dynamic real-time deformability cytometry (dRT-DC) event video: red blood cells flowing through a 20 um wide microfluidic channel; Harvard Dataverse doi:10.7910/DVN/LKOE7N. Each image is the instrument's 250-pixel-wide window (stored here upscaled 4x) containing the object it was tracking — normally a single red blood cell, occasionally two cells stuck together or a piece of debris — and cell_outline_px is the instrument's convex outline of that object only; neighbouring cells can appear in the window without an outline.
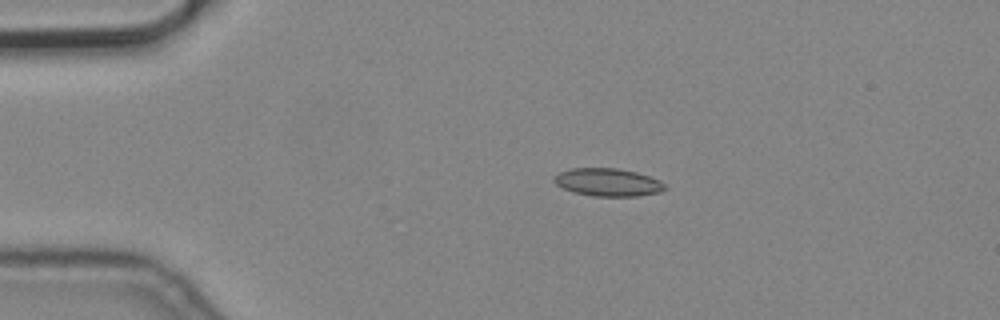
{"species": "common noctule bat (a hibernating species)", "species_latin": "Nyctalus noctula", "temperature_condition": "cold", "stored_images_in_passage": 4, "camera_frame_rate_fps": 3000, "um_per_image_px": 0.085, "animal": {"sex": "male", "body_mass_g": 19.2, "forearm_length_mm": 51.8}, "frame": {"image": 1, "passage_image": 3, "time_ms": 0.667, "image_size_px": [1000, 320], "cell_outline_px": [[668, 188], [660, 192], [636, 196], [592, 196], [572, 192], [556, 184], [552, 180], [560, 172], [572, 168], [616, 168], [636, 172], [660, 180]], "centroid_in_image_um": [51.68, 15.5], "position_along_channel_um": 33.3, "area_um2": 17.92}}